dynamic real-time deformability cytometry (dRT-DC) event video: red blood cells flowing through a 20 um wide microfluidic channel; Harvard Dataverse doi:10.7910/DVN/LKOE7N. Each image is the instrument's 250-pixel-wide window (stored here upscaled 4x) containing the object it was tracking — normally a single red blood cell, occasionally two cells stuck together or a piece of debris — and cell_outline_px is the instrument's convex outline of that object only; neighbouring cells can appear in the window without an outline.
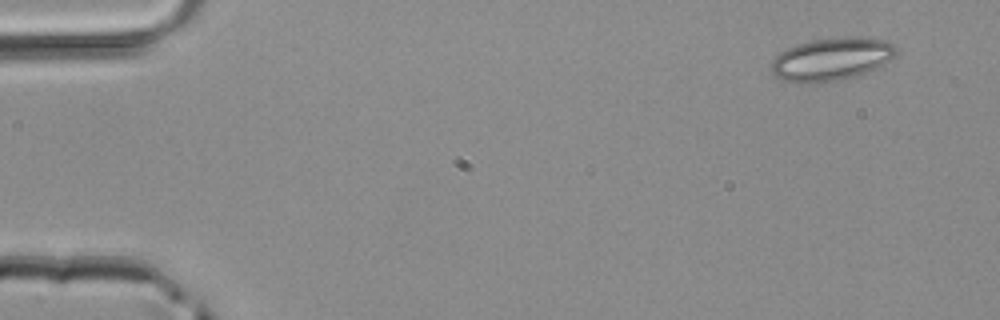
{"species": "common noctule bat (a hibernating species)", "species_latin": "Nyctalus noctula", "temperature_condition": "room temperature", "stored_images_in_passage": 3, "camera_frame_rate_fps": 3000, "um_per_image_px": 0.085, "animal": {"sex": "male", "body_mass_g": 20.4}, "frame": {"image": 1, "passage_image": 3, "time_ms": 0.667, "image_size_px": [1000, 320], "cell_outline_px": [[896, 52], [892, 60], [876, 68], [840, 80], [796, 84], [784, 80], [776, 76], [772, 72], [772, 60], [780, 52], [788, 48], [812, 40], [844, 36], [868, 36], [884, 40], [892, 44], [896, 48]], "centroid_in_image_um": [70.7, 5.01], "position_along_channel_um": 14.3, "area_um2": 31.15}}